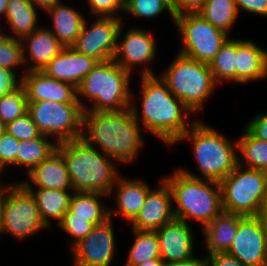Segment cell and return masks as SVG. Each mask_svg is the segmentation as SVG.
I'll list each match as a JSON object with an SVG mask.
<instances>
[{
	"label": "cell",
	"instance_id": "6da1fadb",
	"mask_svg": "<svg viewBox=\"0 0 267 266\" xmlns=\"http://www.w3.org/2000/svg\"><path fill=\"white\" fill-rule=\"evenodd\" d=\"M132 110H83L81 139L118 163L131 164L143 146L141 125ZM96 145V146H95Z\"/></svg>",
	"mask_w": 267,
	"mask_h": 266
},
{
	"label": "cell",
	"instance_id": "7a4b0ae2",
	"mask_svg": "<svg viewBox=\"0 0 267 266\" xmlns=\"http://www.w3.org/2000/svg\"><path fill=\"white\" fill-rule=\"evenodd\" d=\"M140 78L141 114L134 101L130 109L148 133L155 135L166 145L174 146L193 124L194 121H188V115L193 113L170 92L167 84L159 76L157 78L156 75H147Z\"/></svg>",
	"mask_w": 267,
	"mask_h": 266
},
{
	"label": "cell",
	"instance_id": "3957f363",
	"mask_svg": "<svg viewBox=\"0 0 267 266\" xmlns=\"http://www.w3.org/2000/svg\"><path fill=\"white\" fill-rule=\"evenodd\" d=\"M57 150L65 159L74 191L110 195L120 176L113 163H117L115 159L87 145L81 138L58 143Z\"/></svg>",
	"mask_w": 267,
	"mask_h": 266
},
{
	"label": "cell",
	"instance_id": "277c9868",
	"mask_svg": "<svg viewBox=\"0 0 267 266\" xmlns=\"http://www.w3.org/2000/svg\"><path fill=\"white\" fill-rule=\"evenodd\" d=\"M187 140L192 142L201 175L179 168L182 173L190 177L220 182L238 165L237 141L231 142L230 138L202 121H194L176 143Z\"/></svg>",
	"mask_w": 267,
	"mask_h": 266
},
{
	"label": "cell",
	"instance_id": "5b68a950",
	"mask_svg": "<svg viewBox=\"0 0 267 266\" xmlns=\"http://www.w3.org/2000/svg\"><path fill=\"white\" fill-rule=\"evenodd\" d=\"M172 193L174 217L189 222L194 220L203 229L220 215L222 192L219 182L190 177L176 169L171 175L162 178Z\"/></svg>",
	"mask_w": 267,
	"mask_h": 266
},
{
	"label": "cell",
	"instance_id": "8992f818",
	"mask_svg": "<svg viewBox=\"0 0 267 266\" xmlns=\"http://www.w3.org/2000/svg\"><path fill=\"white\" fill-rule=\"evenodd\" d=\"M131 76L113 59L98 62L77 88L80 107L83 110L106 112L129 109L133 101L129 88ZM81 97L88 100L92 107L86 106L88 104H84Z\"/></svg>",
	"mask_w": 267,
	"mask_h": 266
},
{
	"label": "cell",
	"instance_id": "52a82bcc",
	"mask_svg": "<svg viewBox=\"0 0 267 266\" xmlns=\"http://www.w3.org/2000/svg\"><path fill=\"white\" fill-rule=\"evenodd\" d=\"M160 76L170 92L194 114L203 110L215 87L209 64L177 54Z\"/></svg>",
	"mask_w": 267,
	"mask_h": 266
},
{
	"label": "cell",
	"instance_id": "ba28073f",
	"mask_svg": "<svg viewBox=\"0 0 267 266\" xmlns=\"http://www.w3.org/2000/svg\"><path fill=\"white\" fill-rule=\"evenodd\" d=\"M219 183L225 212L244 217L259 215L267 196V172L244 168L238 164Z\"/></svg>",
	"mask_w": 267,
	"mask_h": 266
},
{
	"label": "cell",
	"instance_id": "9c48e42d",
	"mask_svg": "<svg viewBox=\"0 0 267 266\" xmlns=\"http://www.w3.org/2000/svg\"><path fill=\"white\" fill-rule=\"evenodd\" d=\"M5 185L0 192L4 233L23 241L43 229H49L41 219L31 193L18 181Z\"/></svg>",
	"mask_w": 267,
	"mask_h": 266
},
{
	"label": "cell",
	"instance_id": "30bf717a",
	"mask_svg": "<svg viewBox=\"0 0 267 266\" xmlns=\"http://www.w3.org/2000/svg\"><path fill=\"white\" fill-rule=\"evenodd\" d=\"M174 25L182 42L179 54L206 64L229 39L226 32L211 25L198 12L176 15Z\"/></svg>",
	"mask_w": 267,
	"mask_h": 266
},
{
	"label": "cell",
	"instance_id": "8fae6325",
	"mask_svg": "<svg viewBox=\"0 0 267 266\" xmlns=\"http://www.w3.org/2000/svg\"><path fill=\"white\" fill-rule=\"evenodd\" d=\"M28 114L41 134L54 137L57 143L81 138L83 109L79 103L28 102Z\"/></svg>",
	"mask_w": 267,
	"mask_h": 266
},
{
	"label": "cell",
	"instance_id": "7c38bea8",
	"mask_svg": "<svg viewBox=\"0 0 267 266\" xmlns=\"http://www.w3.org/2000/svg\"><path fill=\"white\" fill-rule=\"evenodd\" d=\"M122 18L96 17L88 25L85 19L81 32L71 46L76 52L95 58L99 62L114 58Z\"/></svg>",
	"mask_w": 267,
	"mask_h": 266
},
{
	"label": "cell",
	"instance_id": "4fadbf2b",
	"mask_svg": "<svg viewBox=\"0 0 267 266\" xmlns=\"http://www.w3.org/2000/svg\"><path fill=\"white\" fill-rule=\"evenodd\" d=\"M123 29L122 24L118 31L117 48L113 60L131 74L135 67L144 65L142 67L144 69L140 70L141 76L155 75L148 65L152 64L151 61L155 60L157 55V44L154 36L145 29L132 27L122 37Z\"/></svg>",
	"mask_w": 267,
	"mask_h": 266
},
{
	"label": "cell",
	"instance_id": "5bb4252c",
	"mask_svg": "<svg viewBox=\"0 0 267 266\" xmlns=\"http://www.w3.org/2000/svg\"><path fill=\"white\" fill-rule=\"evenodd\" d=\"M227 254L245 266H267V227L258 216L243 217Z\"/></svg>",
	"mask_w": 267,
	"mask_h": 266
},
{
	"label": "cell",
	"instance_id": "9a60e30c",
	"mask_svg": "<svg viewBox=\"0 0 267 266\" xmlns=\"http://www.w3.org/2000/svg\"><path fill=\"white\" fill-rule=\"evenodd\" d=\"M113 220L95 225L92 231L71 249L75 266H111L116 252Z\"/></svg>",
	"mask_w": 267,
	"mask_h": 266
},
{
	"label": "cell",
	"instance_id": "2e32d148",
	"mask_svg": "<svg viewBox=\"0 0 267 266\" xmlns=\"http://www.w3.org/2000/svg\"><path fill=\"white\" fill-rule=\"evenodd\" d=\"M156 234L164 265L195 257L193 254L195 236L188 222L174 218L156 230Z\"/></svg>",
	"mask_w": 267,
	"mask_h": 266
},
{
	"label": "cell",
	"instance_id": "e0dca14e",
	"mask_svg": "<svg viewBox=\"0 0 267 266\" xmlns=\"http://www.w3.org/2000/svg\"><path fill=\"white\" fill-rule=\"evenodd\" d=\"M160 183L148 192L138 215L130 222L131 229L156 231L175 218L171 190L163 179Z\"/></svg>",
	"mask_w": 267,
	"mask_h": 266
},
{
	"label": "cell",
	"instance_id": "ac0fdd59",
	"mask_svg": "<svg viewBox=\"0 0 267 266\" xmlns=\"http://www.w3.org/2000/svg\"><path fill=\"white\" fill-rule=\"evenodd\" d=\"M20 77L28 102L79 103L75 86L52 78L42 70L22 72Z\"/></svg>",
	"mask_w": 267,
	"mask_h": 266
},
{
	"label": "cell",
	"instance_id": "d6986e66",
	"mask_svg": "<svg viewBox=\"0 0 267 266\" xmlns=\"http://www.w3.org/2000/svg\"><path fill=\"white\" fill-rule=\"evenodd\" d=\"M24 73L43 70L65 47L48 27L40 26L21 39ZM30 63H29V61ZM27 64V65H26Z\"/></svg>",
	"mask_w": 267,
	"mask_h": 266
},
{
	"label": "cell",
	"instance_id": "ffe728a7",
	"mask_svg": "<svg viewBox=\"0 0 267 266\" xmlns=\"http://www.w3.org/2000/svg\"><path fill=\"white\" fill-rule=\"evenodd\" d=\"M98 62L93 57L76 52L72 47H65L42 71L52 78L78 88Z\"/></svg>",
	"mask_w": 267,
	"mask_h": 266
},
{
	"label": "cell",
	"instance_id": "44dd1931",
	"mask_svg": "<svg viewBox=\"0 0 267 266\" xmlns=\"http://www.w3.org/2000/svg\"><path fill=\"white\" fill-rule=\"evenodd\" d=\"M28 180L19 181L24 187L36 189L74 190L63 155L56 150L37 164L27 175Z\"/></svg>",
	"mask_w": 267,
	"mask_h": 266
},
{
	"label": "cell",
	"instance_id": "7402d4cb",
	"mask_svg": "<svg viewBox=\"0 0 267 266\" xmlns=\"http://www.w3.org/2000/svg\"><path fill=\"white\" fill-rule=\"evenodd\" d=\"M115 187L116 189L114 193ZM151 189V186L141 178L127 179L120 175L109 195V197L112 194L114 195L113 198H115L114 201L116 207H118L109 209V218L113 219L112 216L117 214L122 216L123 220L130 223L138 215L144 204L145 198Z\"/></svg>",
	"mask_w": 267,
	"mask_h": 266
},
{
	"label": "cell",
	"instance_id": "603a6c76",
	"mask_svg": "<svg viewBox=\"0 0 267 266\" xmlns=\"http://www.w3.org/2000/svg\"><path fill=\"white\" fill-rule=\"evenodd\" d=\"M236 83L267 78V50L252 40L236 39Z\"/></svg>",
	"mask_w": 267,
	"mask_h": 266
},
{
	"label": "cell",
	"instance_id": "cb8c5ba5",
	"mask_svg": "<svg viewBox=\"0 0 267 266\" xmlns=\"http://www.w3.org/2000/svg\"><path fill=\"white\" fill-rule=\"evenodd\" d=\"M243 217L223 211L202 229L208 255L228 252Z\"/></svg>",
	"mask_w": 267,
	"mask_h": 266
},
{
	"label": "cell",
	"instance_id": "d4e9b609",
	"mask_svg": "<svg viewBox=\"0 0 267 266\" xmlns=\"http://www.w3.org/2000/svg\"><path fill=\"white\" fill-rule=\"evenodd\" d=\"M45 13L53 22V28L49 27L54 36L64 47H71L81 32L85 16L72 6L65 5L62 1L56 3Z\"/></svg>",
	"mask_w": 267,
	"mask_h": 266
},
{
	"label": "cell",
	"instance_id": "484cf974",
	"mask_svg": "<svg viewBox=\"0 0 267 266\" xmlns=\"http://www.w3.org/2000/svg\"><path fill=\"white\" fill-rule=\"evenodd\" d=\"M34 197L39 208V213L44 224L50 228V219H55L57 224L68 211L71 196L74 190L36 189L25 187Z\"/></svg>",
	"mask_w": 267,
	"mask_h": 266
},
{
	"label": "cell",
	"instance_id": "4316f807",
	"mask_svg": "<svg viewBox=\"0 0 267 266\" xmlns=\"http://www.w3.org/2000/svg\"><path fill=\"white\" fill-rule=\"evenodd\" d=\"M38 11L30 0H9L5 19L16 39H22L38 29Z\"/></svg>",
	"mask_w": 267,
	"mask_h": 266
},
{
	"label": "cell",
	"instance_id": "83f0119b",
	"mask_svg": "<svg viewBox=\"0 0 267 266\" xmlns=\"http://www.w3.org/2000/svg\"><path fill=\"white\" fill-rule=\"evenodd\" d=\"M104 196L109 197V195L103 193L74 191L71 196L69 209L63 217L88 218V221L94 225L104 223L109 219L110 209L106 208L101 200H99Z\"/></svg>",
	"mask_w": 267,
	"mask_h": 266
},
{
	"label": "cell",
	"instance_id": "f1b7e54d",
	"mask_svg": "<svg viewBox=\"0 0 267 266\" xmlns=\"http://www.w3.org/2000/svg\"><path fill=\"white\" fill-rule=\"evenodd\" d=\"M58 143L50 141L49 136L40 135L27 141H19L17 167L27 168L28 174L37 164L47 159L57 150Z\"/></svg>",
	"mask_w": 267,
	"mask_h": 266
},
{
	"label": "cell",
	"instance_id": "f546056e",
	"mask_svg": "<svg viewBox=\"0 0 267 266\" xmlns=\"http://www.w3.org/2000/svg\"><path fill=\"white\" fill-rule=\"evenodd\" d=\"M238 138V164L267 172V142L255 138L246 128ZM243 161V162H242Z\"/></svg>",
	"mask_w": 267,
	"mask_h": 266
},
{
	"label": "cell",
	"instance_id": "4dcf8cb0",
	"mask_svg": "<svg viewBox=\"0 0 267 266\" xmlns=\"http://www.w3.org/2000/svg\"><path fill=\"white\" fill-rule=\"evenodd\" d=\"M198 13L228 35L239 15L235 0H207Z\"/></svg>",
	"mask_w": 267,
	"mask_h": 266
},
{
	"label": "cell",
	"instance_id": "1f68e13d",
	"mask_svg": "<svg viewBox=\"0 0 267 266\" xmlns=\"http://www.w3.org/2000/svg\"><path fill=\"white\" fill-rule=\"evenodd\" d=\"M131 230L135 240L127 254L125 266L141 264L151 259H161L156 231Z\"/></svg>",
	"mask_w": 267,
	"mask_h": 266
},
{
	"label": "cell",
	"instance_id": "d6a6232c",
	"mask_svg": "<svg viewBox=\"0 0 267 266\" xmlns=\"http://www.w3.org/2000/svg\"><path fill=\"white\" fill-rule=\"evenodd\" d=\"M236 56V39L229 38L209 64L217 85L221 81L236 82Z\"/></svg>",
	"mask_w": 267,
	"mask_h": 266
},
{
	"label": "cell",
	"instance_id": "836d02e7",
	"mask_svg": "<svg viewBox=\"0 0 267 266\" xmlns=\"http://www.w3.org/2000/svg\"><path fill=\"white\" fill-rule=\"evenodd\" d=\"M28 113V99L20 84L0 97V120L6 125Z\"/></svg>",
	"mask_w": 267,
	"mask_h": 266
},
{
	"label": "cell",
	"instance_id": "e575fe53",
	"mask_svg": "<svg viewBox=\"0 0 267 266\" xmlns=\"http://www.w3.org/2000/svg\"><path fill=\"white\" fill-rule=\"evenodd\" d=\"M164 11L169 12L173 23H175L172 6L167 0H125V14H132L139 19L156 18V16H160Z\"/></svg>",
	"mask_w": 267,
	"mask_h": 266
},
{
	"label": "cell",
	"instance_id": "d590c367",
	"mask_svg": "<svg viewBox=\"0 0 267 266\" xmlns=\"http://www.w3.org/2000/svg\"><path fill=\"white\" fill-rule=\"evenodd\" d=\"M20 66L24 67L21 40L3 33L0 27V68L17 75L16 70Z\"/></svg>",
	"mask_w": 267,
	"mask_h": 266
},
{
	"label": "cell",
	"instance_id": "8d00e7d4",
	"mask_svg": "<svg viewBox=\"0 0 267 266\" xmlns=\"http://www.w3.org/2000/svg\"><path fill=\"white\" fill-rule=\"evenodd\" d=\"M57 225L71 236V248L84 239L95 226L88 218L81 217H63Z\"/></svg>",
	"mask_w": 267,
	"mask_h": 266
},
{
	"label": "cell",
	"instance_id": "74e56055",
	"mask_svg": "<svg viewBox=\"0 0 267 266\" xmlns=\"http://www.w3.org/2000/svg\"><path fill=\"white\" fill-rule=\"evenodd\" d=\"M5 132L18 141H27L41 135L37 125L28 113L6 124Z\"/></svg>",
	"mask_w": 267,
	"mask_h": 266
},
{
	"label": "cell",
	"instance_id": "f35d334b",
	"mask_svg": "<svg viewBox=\"0 0 267 266\" xmlns=\"http://www.w3.org/2000/svg\"><path fill=\"white\" fill-rule=\"evenodd\" d=\"M19 141L6 132L0 136V170L4 172L6 167L17 166V153Z\"/></svg>",
	"mask_w": 267,
	"mask_h": 266
},
{
	"label": "cell",
	"instance_id": "ab89813d",
	"mask_svg": "<svg viewBox=\"0 0 267 266\" xmlns=\"http://www.w3.org/2000/svg\"><path fill=\"white\" fill-rule=\"evenodd\" d=\"M87 2L90 12L95 15L94 17L121 18L118 12L124 13L125 0H87Z\"/></svg>",
	"mask_w": 267,
	"mask_h": 266
},
{
	"label": "cell",
	"instance_id": "60d3db41",
	"mask_svg": "<svg viewBox=\"0 0 267 266\" xmlns=\"http://www.w3.org/2000/svg\"><path fill=\"white\" fill-rule=\"evenodd\" d=\"M245 128L257 139L267 142V112H261L247 122Z\"/></svg>",
	"mask_w": 267,
	"mask_h": 266
},
{
	"label": "cell",
	"instance_id": "b9f144b4",
	"mask_svg": "<svg viewBox=\"0 0 267 266\" xmlns=\"http://www.w3.org/2000/svg\"><path fill=\"white\" fill-rule=\"evenodd\" d=\"M238 12L239 9L247 13L267 17V0H235Z\"/></svg>",
	"mask_w": 267,
	"mask_h": 266
},
{
	"label": "cell",
	"instance_id": "7bdbcfd3",
	"mask_svg": "<svg viewBox=\"0 0 267 266\" xmlns=\"http://www.w3.org/2000/svg\"><path fill=\"white\" fill-rule=\"evenodd\" d=\"M17 77L14 72L0 68V97L21 84V79Z\"/></svg>",
	"mask_w": 267,
	"mask_h": 266
},
{
	"label": "cell",
	"instance_id": "ee69618b",
	"mask_svg": "<svg viewBox=\"0 0 267 266\" xmlns=\"http://www.w3.org/2000/svg\"><path fill=\"white\" fill-rule=\"evenodd\" d=\"M207 0H173L172 10L174 15L198 12Z\"/></svg>",
	"mask_w": 267,
	"mask_h": 266
},
{
	"label": "cell",
	"instance_id": "f6af8a7d",
	"mask_svg": "<svg viewBox=\"0 0 267 266\" xmlns=\"http://www.w3.org/2000/svg\"><path fill=\"white\" fill-rule=\"evenodd\" d=\"M207 266H245L237 258L227 253L206 255Z\"/></svg>",
	"mask_w": 267,
	"mask_h": 266
},
{
	"label": "cell",
	"instance_id": "bcb514c9",
	"mask_svg": "<svg viewBox=\"0 0 267 266\" xmlns=\"http://www.w3.org/2000/svg\"><path fill=\"white\" fill-rule=\"evenodd\" d=\"M164 266H207L206 255L204 257H193L186 261L170 263Z\"/></svg>",
	"mask_w": 267,
	"mask_h": 266
},
{
	"label": "cell",
	"instance_id": "7dc6e473",
	"mask_svg": "<svg viewBox=\"0 0 267 266\" xmlns=\"http://www.w3.org/2000/svg\"><path fill=\"white\" fill-rule=\"evenodd\" d=\"M30 1L36 8L46 12L49 8L53 7L56 3L60 2L61 0H30Z\"/></svg>",
	"mask_w": 267,
	"mask_h": 266
},
{
	"label": "cell",
	"instance_id": "c3c4849f",
	"mask_svg": "<svg viewBox=\"0 0 267 266\" xmlns=\"http://www.w3.org/2000/svg\"><path fill=\"white\" fill-rule=\"evenodd\" d=\"M258 217L263 222V224L267 227V196L263 201Z\"/></svg>",
	"mask_w": 267,
	"mask_h": 266
},
{
	"label": "cell",
	"instance_id": "681fc988",
	"mask_svg": "<svg viewBox=\"0 0 267 266\" xmlns=\"http://www.w3.org/2000/svg\"><path fill=\"white\" fill-rule=\"evenodd\" d=\"M132 266H164V264L162 262V259H151L141 264L132 265Z\"/></svg>",
	"mask_w": 267,
	"mask_h": 266
},
{
	"label": "cell",
	"instance_id": "f907efd6",
	"mask_svg": "<svg viewBox=\"0 0 267 266\" xmlns=\"http://www.w3.org/2000/svg\"><path fill=\"white\" fill-rule=\"evenodd\" d=\"M8 2L9 0H0V18L1 17H3V19L5 18Z\"/></svg>",
	"mask_w": 267,
	"mask_h": 266
},
{
	"label": "cell",
	"instance_id": "816d5d0a",
	"mask_svg": "<svg viewBox=\"0 0 267 266\" xmlns=\"http://www.w3.org/2000/svg\"><path fill=\"white\" fill-rule=\"evenodd\" d=\"M1 233H4V226H3V213L0 207V236Z\"/></svg>",
	"mask_w": 267,
	"mask_h": 266
},
{
	"label": "cell",
	"instance_id": "f5cc1de1",
	"mask_svg": "<svg viewBox=\"0 0 267 266\" xmlns=\"http://www.w3.org/2000/svg\"><path fill=\"white\" fill-rule=\"evenodd\" d=\"M6 125L0 120V136L5 133Z\"/></svg>",
	"mask_w": 267,
	"mask_h": 266
},
{
	"label": "cell",
	"instance_id": "db71d44e",
	"mask_svg": "<svg viewBox=\"0 0 267 266\" xmlns=\"http://www.w3.org/2000/svg\"><path fill=\"white\" fill-rule=\"evenodd\" d=\"M2 171L0 170V176H2ZM5 186L2 184V182L0 183V192L3 190Z\"/></svg>",
	"mask_w": 267,
	"mask_h": 266
},
{
	"label": "cell",
	"instance_id": "11a10c76",
	"mask_svg": "<svg viewBox=\"0 0 267 266\" xmlns=\"http://www.w3.org/2000/svg\"><path fill=\"white\" fill-rule=\"evenodd\" d=\"M170 4H171V6H172V2H173V0H167Z\"/></svg>",
	"mask_w": 267,
	"mask_h": 266
}]
</instances>
